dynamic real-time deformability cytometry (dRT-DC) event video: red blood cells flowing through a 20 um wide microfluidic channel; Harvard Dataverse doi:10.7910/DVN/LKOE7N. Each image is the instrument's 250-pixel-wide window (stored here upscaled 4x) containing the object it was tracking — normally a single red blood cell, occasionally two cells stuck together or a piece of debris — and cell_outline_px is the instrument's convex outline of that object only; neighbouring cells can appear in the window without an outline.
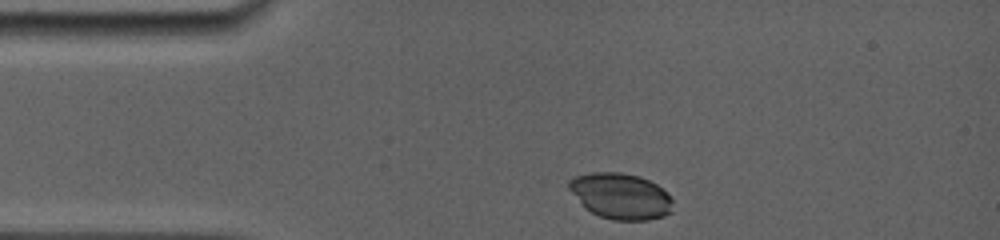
{"species": "common noctule bat (a hibernating species)", "species_latin": "Nyctalus noctula", "temperature_condition": "room temperature", "stored_images_in_passage": 19, "camera_frame_rate_fps": 5000, "um_per_image_px": 0.085, "animal": {"sex": "female", "body_mass_g": 19.0, "forearm_length_mm": 56.7}, "frame": {"image": 1, "passage_image": 1, "time_ms": 0.0, "image_size_px": [1000, 240], "cell_outline_px": [[672, 212], [664, 216], [648, 220], [612, 220], [600, 216], [584, 208], [568, 188], [568, 180], [576, 176], [592, 172], [620, 172], [640, 176], [656, 184], [672, 200]], "centroid_in_image_um": [52.73, 16.67], "position_along_channel_um": 32.3, "area_um2": 27.74}}
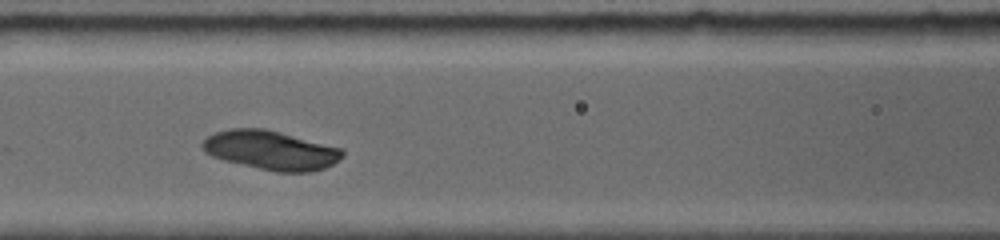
{"frame": {"image": 2, "passage_image": 6, "time_ms": 3.8, "image_size_px": [1000, 240], "cell_outline_px": [[344, 156], [332, 164], [324, 168], [308, 172], [276, 172], [224, 160], [212, 156], [204, 152], [200, 148], [200, 144], [208, 136], [216, 132], [228, 128], [264, 128], [344, 148]], "centroid_in_image_um": [23.02, 12.76], "position_along_channel_um": 143.6, "area_um2": 32.02}}
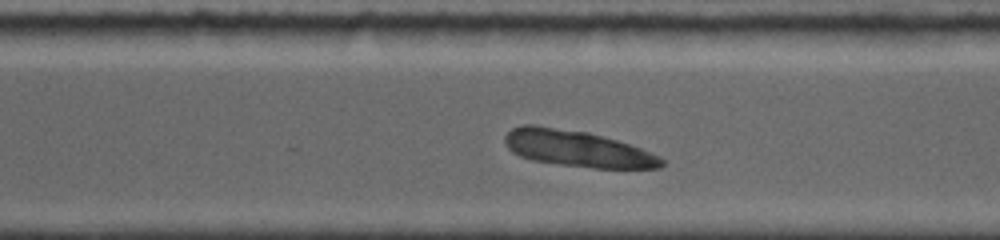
{"frame": {"image": 3, "passage_image": 14, "time_ms": 8.4, "image_size_px": [1000, 240], "cell_outline_px": [[664, 164], [660, 168], [592, 168], [560, 164], [532, 160], [520, 156], [512, 152], [508, 148], [504, 140], [504, 136], [512, 128], [524, 124], [536, 124], [588, 132], [616, 140], [640, 148], [660, 156], [664, 160]], "centroid_in_image_um": [49.04, 12.62], "position_along_channel_um": 321.6, "area_um2": 33.18}}